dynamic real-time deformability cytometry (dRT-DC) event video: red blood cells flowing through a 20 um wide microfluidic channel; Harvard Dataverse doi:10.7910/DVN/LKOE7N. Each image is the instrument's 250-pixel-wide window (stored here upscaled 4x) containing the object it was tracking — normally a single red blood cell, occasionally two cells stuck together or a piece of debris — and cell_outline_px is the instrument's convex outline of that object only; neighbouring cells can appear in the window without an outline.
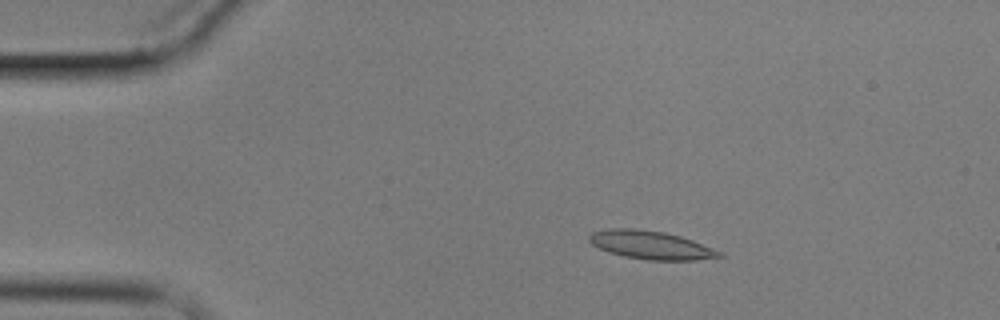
{"species": "common noctule bat (a hibernating species)", "species_latin": "Nyctalus noctula", "temperature_condition": "cold", "stored_images_in_passage": 6, "camera_frame_rate_fps": 3000, "um_per_image_px": 0.085, "animal": {"sex": "male", "body_mass_g": 17.9}, "frame": {"image": 1, "passage_image": 3, "time_ms": 2.333, "image_size_px": [1000, 320], "cell_outline_px": [[724, 256], [696, 260], [648, 260], [624, 256], [608, 252], [592, 244], [588, 240], [588, 236], [592, 232], [608, 228], [636, 228], [664, 232], [680, 236], [692, 240], [712, 248], [720, 252]], "centroid_in_image_um": [55.28, 20.82], "position_along_channel_um": 29.7, "area_um2": 21.39}}